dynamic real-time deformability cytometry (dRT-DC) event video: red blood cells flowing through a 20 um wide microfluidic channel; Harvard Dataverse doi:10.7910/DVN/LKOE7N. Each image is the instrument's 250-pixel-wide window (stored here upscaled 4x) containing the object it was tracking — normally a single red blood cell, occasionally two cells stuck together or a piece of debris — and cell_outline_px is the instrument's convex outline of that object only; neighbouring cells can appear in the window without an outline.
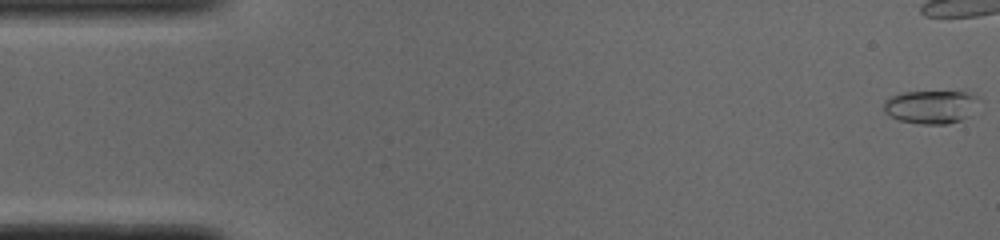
{"species": "common noctule bat (a hibernating species)", "species_latin": "Nyctalus noctula", "temperature_condition": "cold", "stored_images_in_passage": 40, "camera_frame_rate_fps": 3000, "um_per_image_px": 0.085, "animal": {"sex": "male", "body_mass_g": 19.0, "forearm_length_mm": 50.8}, "frame": {"image": 1, "passage_image": 1, "time_ms": 0.0, "image_size_px": [1000, 240], "cell_outline_px": [[984, 100], [968, 116], [960, 120], [948, 124], [920, 124], [900, 120], [884, 112], [884, 100], [900, 92], [968, 92], [980, 96]], "centroid_in_image_um": [79.2, 9.07], "position_along_channel_um": 5.8, "area_um2": 18.73}}
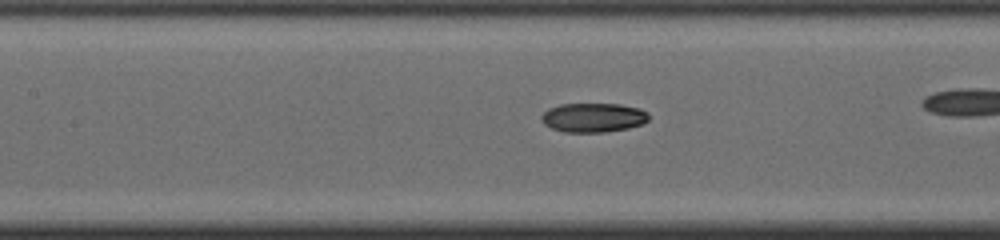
{"frame": {"image": 2, "passage_image": 23, "time_ms": 7.333, "image_size_px": [1000, 240], "cell_outline_px": [[648, 120], [644, 124], [628, 128], [604, 132], [564, 132], [552, 128], [544, 124], [540, 120], [540, 116], [548, 108], [560, 104], [620, 104], [640, 108], [648, 112]], "centroid_in_image_um": [50.42, 9.99], "position_along_channel_um": 157.0, "area_um2": 18.44}}